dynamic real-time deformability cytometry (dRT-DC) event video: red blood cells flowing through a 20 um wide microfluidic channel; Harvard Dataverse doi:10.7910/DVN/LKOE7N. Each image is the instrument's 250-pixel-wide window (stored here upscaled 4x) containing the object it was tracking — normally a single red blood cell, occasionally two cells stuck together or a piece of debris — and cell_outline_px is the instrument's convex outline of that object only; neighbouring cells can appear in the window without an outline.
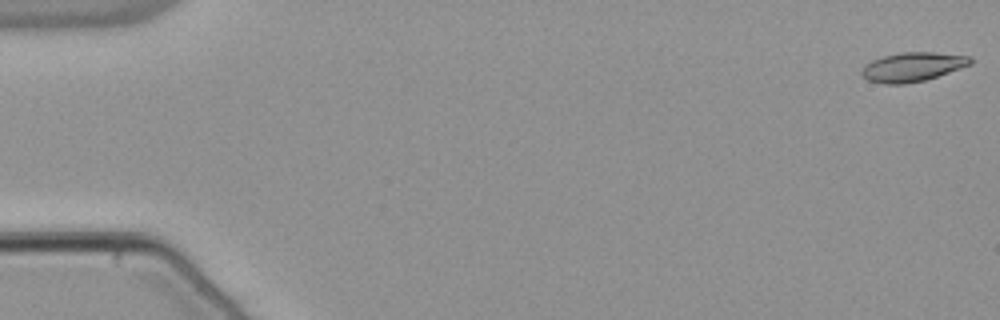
{"species": "common noctule bat (a hibernating species)", "species_latin": "Nyctalus noctula", "temperature_condition": "warm", "stored_images_in_passage": 54, "camera_frame_rate_fps": 3000, "um_per_image_px": 0.085, "animal": {"sex": "male", "body_mass_g": 21.5, "forearm_length_mm": 52.0}, "frame": {"image": 1, "passage_image": 1, "time_ms": 0.0, "image_size_px": [1000, 320], "cell_outline_px": [[972, 64], [924, 80], [904, 84], [884, 84], [868, 80], [860, 76], [860, 72], [864, 64], [872, 60], [884, 56], [900, 52], [932, 52], [972, 56]], "centroid_in_image_um": [77.52, 5.68], "position_along_channel_um": 7.5, "area_um2": 18.5}}
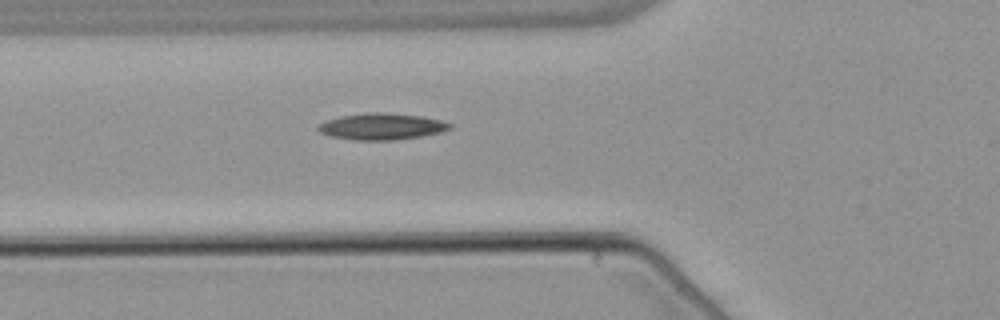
{"frame": {"image": 2, "passage_image": 20, "time_ms": 6.333, "image_size_px": [1000, 320], "cell_outline_px": [[452, 128], [440, 132], [420, 136], [392, 140], [352, 140], [332, 136], [320, 132], [316, 128], [324, 120], [340, 116], [368, 112], [384, 112], [420, 116], [440, 120], [452, 124]], "centroid_in_image_um": [32.41, 10.74], "position_along_channel_um": 93.4, "area_um2": 20.23}}
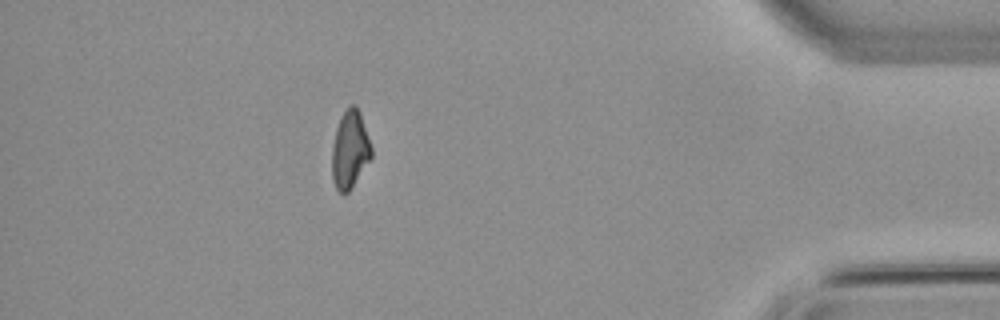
{"frame": {"image": 3, "passage_image": 48, "time_ms": 15.667, "image_size_px": [1000, 320], "cell_outline_px": [[372, 156], [348, 192], [344, 196], [336, 188], [332, 180], [332, 144], [336, 128], [340, 116], [352, 104], [356, 104], [360, 112], [372, 148]], "centroid_in_image_um": [29.73, 12.71], "position_along_channel_um": 405.5, "area_um2": 17.8}, "authors_computed_cell_mechanics": {"area_um2": 18.6116, "velocity_mm_per_s": 3.8453, "shape_relaxation_time_tau1_ms": null, "shape_relaxation_time_tau2_ms": 6.2348, "deformation_change_tau1": null, "deformation_change_tau2": 0.1517}}